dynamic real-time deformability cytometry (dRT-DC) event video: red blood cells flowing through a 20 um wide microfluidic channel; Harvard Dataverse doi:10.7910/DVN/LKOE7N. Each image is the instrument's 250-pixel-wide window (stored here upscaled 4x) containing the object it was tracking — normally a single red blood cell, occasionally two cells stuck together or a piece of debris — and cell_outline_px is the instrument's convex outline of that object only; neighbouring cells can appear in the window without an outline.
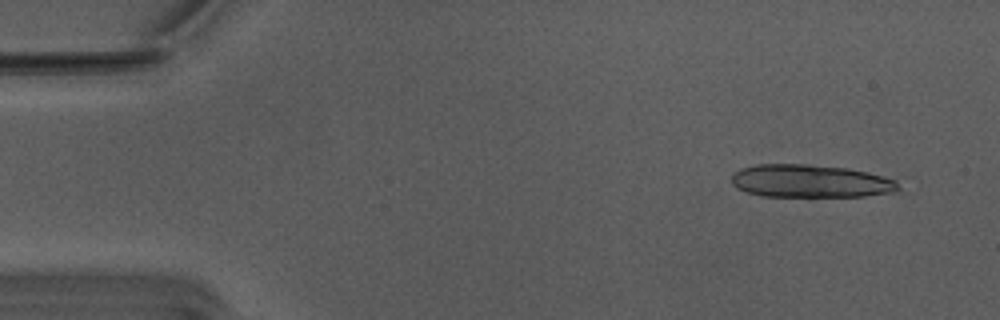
{"species": "Egyptian fruit bat (a non-hibernating species)", "species_latin": "Rousettus aegyptiacus", "temperature_condition": "warm", "stored_images_in_passage": 19, "camera_frame_rate_fps": 3000, "um_per_image_px": 0.085, "animal": {"sex": "male"}, "frame": {"image": 1, "passage_image": 4, "time_ms": 1.0, "image_size_px": [1000, 320], "cell_outline_px": [[900, 188], [896, 192], [864, 196], [760, 196], [736, 188], [732, 184], [732, 176], [740, 168], [756, 164], [808, 164], [844, 168], [868, 172], [896, 180]], "centroid_in_image_um": [68.88, 15.39], "position_along_channel_um": 16.1, "area_um2": 31.96}}